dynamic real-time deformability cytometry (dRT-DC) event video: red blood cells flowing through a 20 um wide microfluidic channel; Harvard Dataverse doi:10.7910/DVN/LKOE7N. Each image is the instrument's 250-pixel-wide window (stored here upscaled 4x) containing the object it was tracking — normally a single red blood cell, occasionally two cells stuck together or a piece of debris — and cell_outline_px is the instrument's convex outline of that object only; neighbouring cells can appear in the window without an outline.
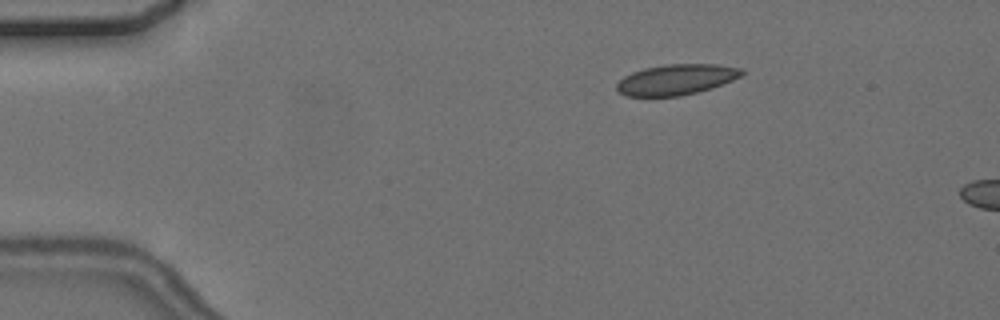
{"species": "common noctule bat (a hibernating species)", "species_latin": "Nyctalus noctula", "temperature_condition": "cold", "stored_images_in_passage": 5, "camera_frame_rate_fps": 3000, "um_per_image_px": 0.085, "animal": {"sex": "female", "body_mass_g": 24.6, "forearm_length_mm": 56.2}, "frame": {"image": 1, "passage_image": 3, "time_ms": 2.667, "image_size_px": [1000, 320], "cell_outline_px": [[744, 72], [740, 76], [732, 80], [712, 88], [680, 96], [628, 96], [620, 92], [616, 88], [616, 84], [624, 76], [632, 72], [644, 68], [668, 64], [716, 64], [744, 68]], "centroid_in_image_um": [57.5, 6.75], "position_along_channel_um": 27.5, "area_um2": 22.2}}